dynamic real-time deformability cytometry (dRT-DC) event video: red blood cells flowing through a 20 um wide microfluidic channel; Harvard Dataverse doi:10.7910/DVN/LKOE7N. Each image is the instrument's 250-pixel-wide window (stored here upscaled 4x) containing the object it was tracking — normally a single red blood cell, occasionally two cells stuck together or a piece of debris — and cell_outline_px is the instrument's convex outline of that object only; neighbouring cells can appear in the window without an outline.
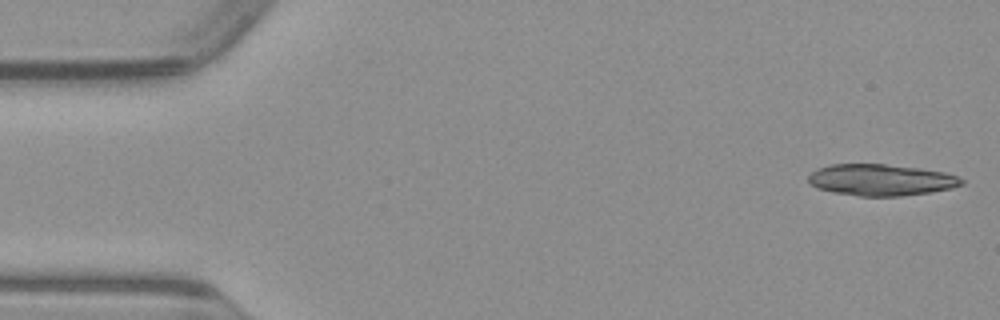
{"species": "common noctule bat (a hibernating species)", "species_latin": "Nyctalus noctula", "temperature_condition": "warm", "stored_images_in_passage": 15, "camera_frame_rate_fps": 3000, "um_per_image_px": 0.085, "animal": {"sex": "male", "body_mass_g": 23.1, "forearm_length_mm": 52.7}, "frame": {"image": 1, "passage_image": 1, "time_ms": 0.0, "image_size_px": [1000, 320], "cell_outline_px": [[964, 184], [952, 188], [932, 192], [900, 196], [860, 196], [832, 192], [816, 188], [808, 180], [808, 176], [816, 168], [828, 164], [884, 164], [920, 168], [944, 172], [956, 176], [964, 180]], "centroid_in_image_um": [74.87, 15.29], "position_along_channel_um": 10.1, "area_um2": 28.21}}